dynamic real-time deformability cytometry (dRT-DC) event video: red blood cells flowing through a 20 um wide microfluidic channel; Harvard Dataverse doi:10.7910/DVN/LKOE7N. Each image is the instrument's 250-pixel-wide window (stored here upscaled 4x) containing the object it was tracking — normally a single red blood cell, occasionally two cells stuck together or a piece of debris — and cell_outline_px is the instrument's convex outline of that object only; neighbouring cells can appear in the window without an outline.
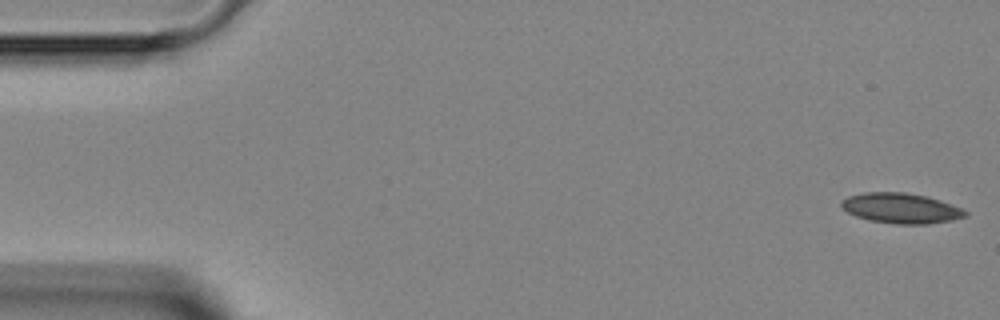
{"species": "Egyptian fruit bat (a non-hibernating species)", "species_latin": "Rousettus aegyptiacus", "temperature_condition": "room temperature", "stored_images_in_passage": 4, "camera_frame_rate_fps": 3000, "um_per_image_px": 0.085, "animal": {"sex": "female"}, "frame": {"image": 1, "passage_image": 1, "time_ms": 0.0, "image_size_px": [1000, 320], "cell_outline_px": [[968, 216], [952, 220], [928, 224], [896, 224], [868, 220], [856, 216], [848, 212], [840, 204], [848, 196], [864, 192], [904, 192], [928, 196], [964, 208], [968, 212]], "centroid_in_image_um": [76.64, 17.7], "position_along_channel_um": 8.4, "area_um2": 21.96}}
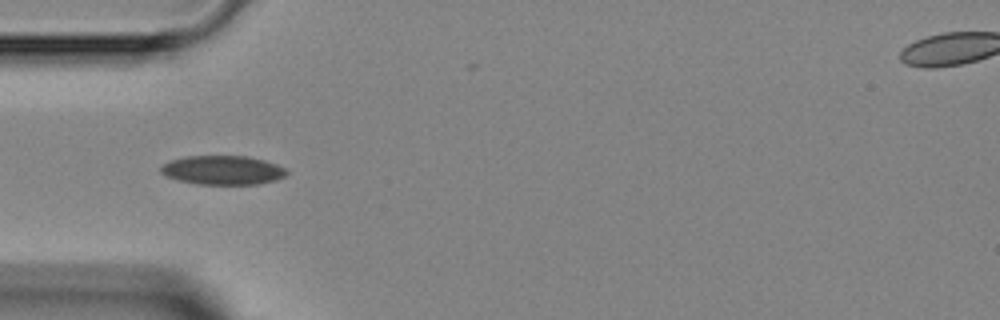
{"frame": {"image": 2, "passage_image": 4, "time_ms": 4.333, "image_size_px": [1000, 320], "cell_outline_px": [[288, 172], [284, 176], [276, 180], [260, 184], [196, 184], [176, 180], [160, 172], [160, 168], [164, 164], [172, 160], [188, 156], [248, 156], [264, 160], [276, 164], [284, 168]], "centroid_in_image_um": [18.94, 14.47], "position_along_channel_um": 66.1, "area_um2": 21.21}}